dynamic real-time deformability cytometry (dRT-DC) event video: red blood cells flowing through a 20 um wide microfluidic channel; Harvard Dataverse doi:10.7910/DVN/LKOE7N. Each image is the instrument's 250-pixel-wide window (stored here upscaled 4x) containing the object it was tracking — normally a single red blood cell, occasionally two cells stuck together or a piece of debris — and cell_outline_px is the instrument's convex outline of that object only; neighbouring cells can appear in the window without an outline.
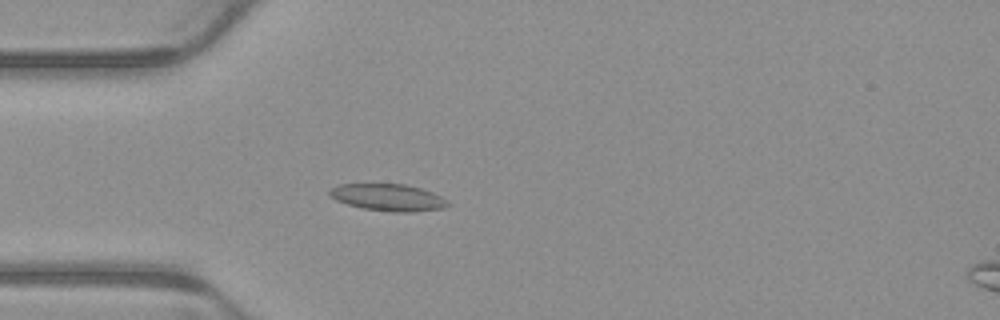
{"species": "common noctule bat (a hibernating species)", "species_latin": "Nyctalus noctula", "temperature_condition": "warm", "stored_images_in_passage": 4, "camera_frame_rate_fps": 3000, "um_per_image_px": 0.085, "animal": {"sex": "male", "body_mass_g": 23.1, "forearm_length_mm": 52.7}, "frame": {"image": 1, "passage_image": 4, "time_ms": 1.0, "image_size_px": [1000, 320], "cell_outline_px": [[452, 204], [444, 208], [408, 212], [392, 212], [364, 208], [348, 204], [336, 200], [328, 196], [328, 188], [340, 184], [404, 184], [420, 188], [432, 192], [448, 200]], "centroid_in_image_um": [32.97, 16.77], "position_along_channel_um": 52.0, "area_um2": 18.61}}